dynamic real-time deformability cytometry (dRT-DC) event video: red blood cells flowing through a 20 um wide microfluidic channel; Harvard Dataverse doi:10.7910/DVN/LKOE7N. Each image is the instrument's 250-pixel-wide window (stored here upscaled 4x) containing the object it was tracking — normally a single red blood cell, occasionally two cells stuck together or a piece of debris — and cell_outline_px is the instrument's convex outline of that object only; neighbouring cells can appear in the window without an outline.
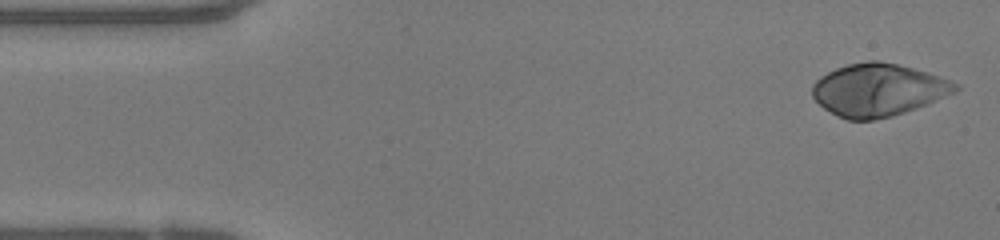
{"species": "human", "species_latin": "Homo sapiens", "temperature_condition": "warm", "stored_images_in_passage": 47, "camera_frame_rate_fps": 3000, "um_per_image_px": 0.085, "donor": {"sex": "female"}, "frame": {"image": 1, "passage_image": 1, "time_ms": 0.0, "image_size_px": [1000, 240], "cell_outline_px": [[960, 88], [956, 92], [916, 108], [892, 116], [872, 120], [848, 120], [824, 108], [812, 96], [812, 84], [820, 76], [836, 68], [848, 64], [868, 60], [880, 60], [912, 68], [960, 84]], "centroid_in_image_um": [74.63, 7.64], "position_along_channel_um": 10.4, "area_um2": 43.41}}
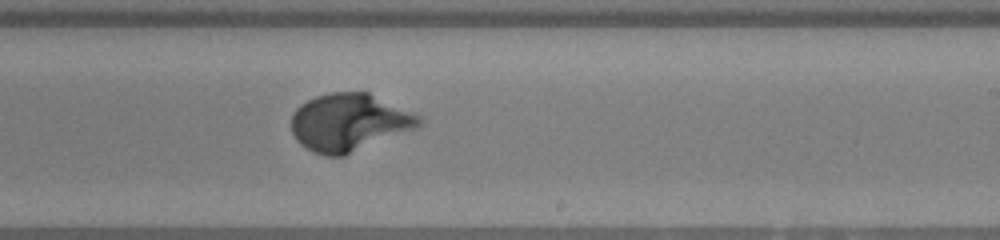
{"frame": {"image": 2, "passage_image": 27, "time_ms": 8.667, "image_size_px": [1000, 240], "cell_outline_px": [[420, 124], [416, 128], [344, 156], [324, 156], [312, 152], [300, 144], [296, 140], [292, 132], [292, 112], [300, 104], [316, 96], [332, 92], [368, 92], [420, 116]], "centroid_in_image_um": [29.63, 10.41], "position_along_channel_um": 259.4, "area_um2": 42.6}}
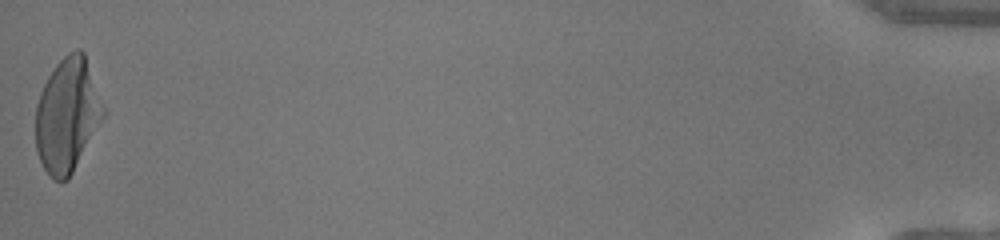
{"frame": {"image": 3, "passage_image": 47, "time_ms": 15.333, "image_size_px": [1000, 240], "cell_outline_px": [[104, 116], [68, 180], [60, 184], [52, 180], [44, 168], [40, 160], [36, 148], [36, 104], [40, 92], [48, 76], [56, 64], [68, 52], [76, 48], [80, 48], [84, 52], [104, 108]], "centroid_in_image_um": [5.7, 9.8], "position_along_channel_um": 429.5, "area_um2": 44.74}, "authors_computed_cell_mechanics": {"area_um2": 41.5582, "velocity_mm_per_s": 4.1634, "shape_relaxation_time_tau1_ms": 3.384, "shape_relaxation_time_tau2_ms": null, "deformation_change_tau1": 0.2281, "deformation_change_tau2": null}}